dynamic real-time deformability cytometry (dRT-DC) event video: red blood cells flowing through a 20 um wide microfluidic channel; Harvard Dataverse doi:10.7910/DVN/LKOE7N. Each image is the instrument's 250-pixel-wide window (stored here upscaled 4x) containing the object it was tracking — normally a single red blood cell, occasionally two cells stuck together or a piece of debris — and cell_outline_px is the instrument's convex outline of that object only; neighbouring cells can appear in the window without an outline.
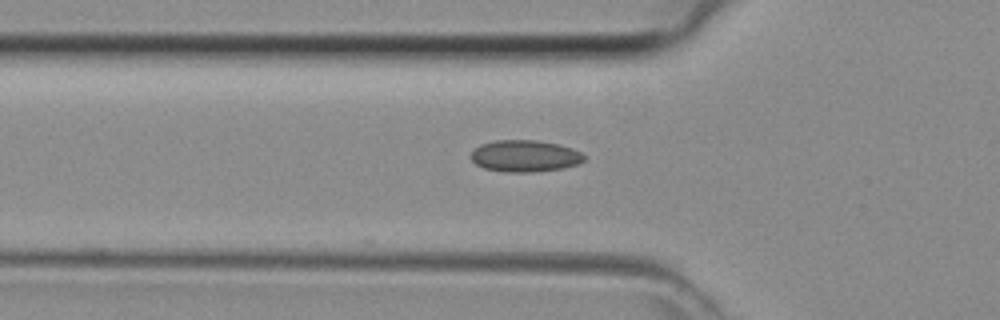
{"species": "common noctule bat (a hibernating species)", "species_latin": "Nyctalus noctula", "temperature_condition": "room temperature", "stored_images_in_passage": 29, "camera_frame_rate_fps": 3000, "um_per_image_px": 0.085, "animal": {"sex": "female", "body_mass_g": 29.2, "forearm_length_mm": 56.3}, "frame": {"image": 1, "passage_image": 2, "time_ms": 0.333, "image_size_px": [1000, 320], "cell_outline_px": [[584, 160], [580, 164], [564, 168], [532, 172], [508, 172], [484, 168], [476, 164], [472, 160], [472, 152], [480, 144], [496, 140], [536, 140], [556, 144], [572, 148], [580, 152], [584, 156]], "centroid_in_image_um": [44.63, 13.26], "position_along_channel_um": 81.2, "area_um2": 20.81}}
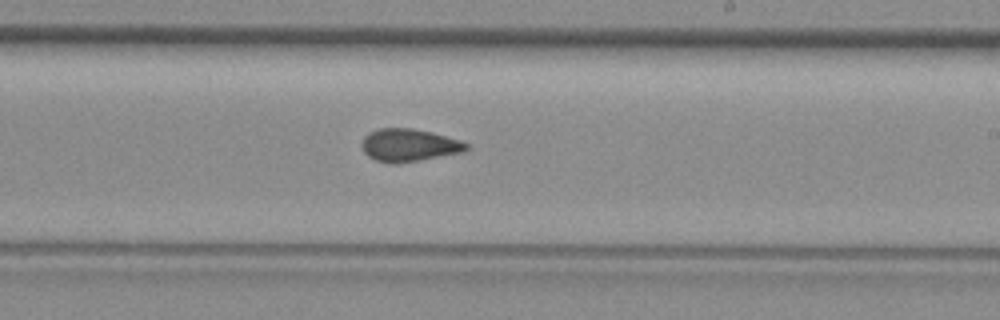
{"frame": {"image": 2, "passage_image": 13, "time_ms": 4.0, "image_size_px": [1000, 320], "cell_outline_px": [[468, 148], [464, 152], [392, 164], [376, 160], [368, 156], [364, 152], [364, 136], [368, 132], [380, 128], [412, 128], [432, 132], [460, 140], [468, 144]], "centroid_in_image_um": [34.77, 12.32], "position_along_channel_um": 254.2, "area_um2": 19.59}}
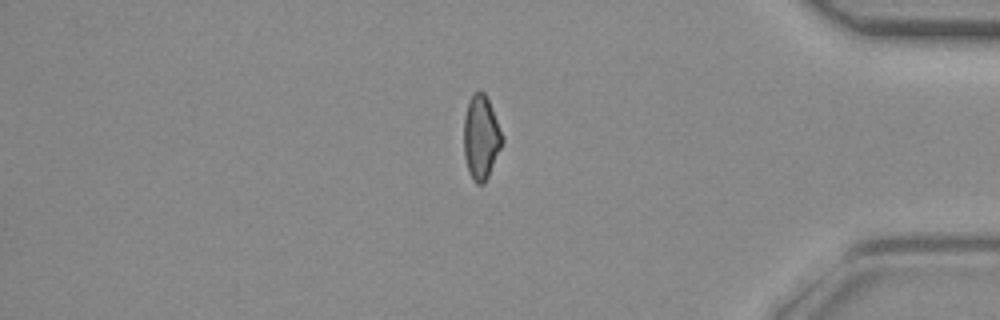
{"frame": {"image": 3, "passage_image": 24, "time_ms": 7.667, "image_size_px": [1000, 320], "cell_outline_px": [[504, 140], [488, 176], [484, 184], [476, 184], [472, 180], [468, 172], [464, 156], [464, 116], [468, 104], [472, 96], [476, 92], [484, 92], [488, 100], [504, 136]], "centroid_in_image_um": [40.89, 11.72], "position_along_channel_um": 394.3, "area_um2": 18.67}}